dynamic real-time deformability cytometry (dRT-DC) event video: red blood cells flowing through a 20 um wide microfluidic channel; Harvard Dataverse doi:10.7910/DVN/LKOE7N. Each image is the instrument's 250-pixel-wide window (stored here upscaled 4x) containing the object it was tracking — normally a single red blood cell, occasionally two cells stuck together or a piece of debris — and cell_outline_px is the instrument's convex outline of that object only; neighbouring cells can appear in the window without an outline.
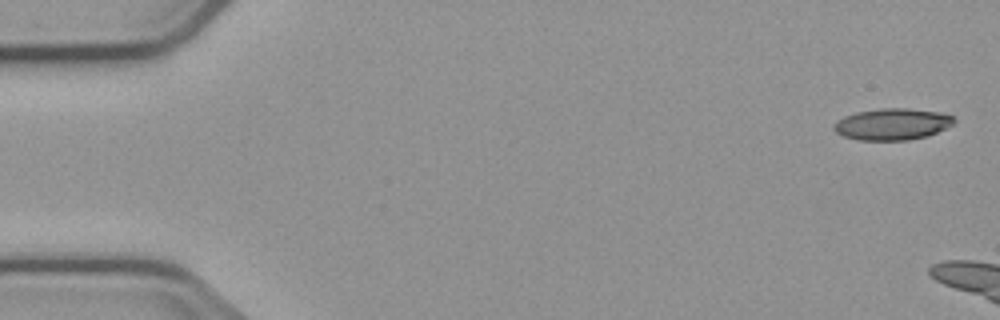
{"species": "common noctule bat (a hibernating species)", "species_latin": "Nyctalus noctula", "temperature_condition": "cold", "stored_images_in_passage": 4, "camera_frame_rate_fps": 3000, "um_per_image_px": 0.085, "animal": {"sex": "male", "body_mass_g": 23.1, "forearm_length_mm": 52.7}, "frame": {"image": 1, "passage_image": 1, "time_ms": 0.0, "image_size_px": [1000, 320], "cell_outline_px": [[956, 120], [952, 124], [928, 136], [908, 140], [860, 140], [844, 136], [836, 132], [832, 128], [832, 124], [836, 120], [844, 116], [856, 112], [880, 108], [908, 108], [940, 112], [952, 116]], "centroid_in_image_um": [75.8, 10.55], "position_along_channel_um": 9.2, "area_um2": 22.14}}